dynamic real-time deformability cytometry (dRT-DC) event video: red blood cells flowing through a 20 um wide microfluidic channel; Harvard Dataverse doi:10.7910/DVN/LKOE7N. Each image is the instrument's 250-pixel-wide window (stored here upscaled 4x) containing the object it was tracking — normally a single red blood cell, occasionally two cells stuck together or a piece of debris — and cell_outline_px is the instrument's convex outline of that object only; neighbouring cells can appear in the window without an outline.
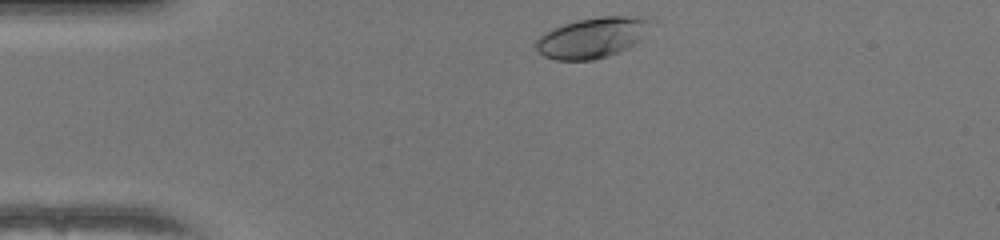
{"species": "human", "species_latin": "Homo sapiens", "temperature_condition": "warm", "stored_images_in_passage": 33, "camera_frame_rate_fps": 3000, "um_per_image_px": 0.085, "donor": {"sex": "female"}, "frame": {"image": 1, "passage_image": 2, "time_ms": 0.333, "image_size_px": [1000, 240], "cell_outline_px": [[656, 20], [628, 48], [620, 52], [608, 56], [592, 60], [556, 60], [544, 56], [536, 48], [536, 40], [544, 32], [552, 28], [576, 20], [600, 16], [636, 16]], "centroid_in_image_um": [50.32, 3.19], "position_along_channel_um": 34.7, "area_um2": 26.93}}
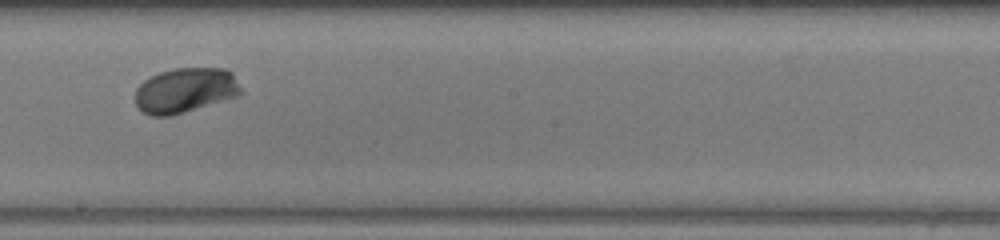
{"frame": {"image": 2, "passage_image": 20, "time_ms": 6.333, "image_size_px": [1000, 240], "cell_outline_px": [[244, 92], [240, 96], [172, 116], [152, 116], [144, 112], [136, 104], [136, 88], [144, 80], [160, 72], [172, 68], [224, 68], [232, 72]], "centroid_in_image_um": [15.8, 7.68], "position_along_channel_um": 232.4, "area_um2": 27.98}}
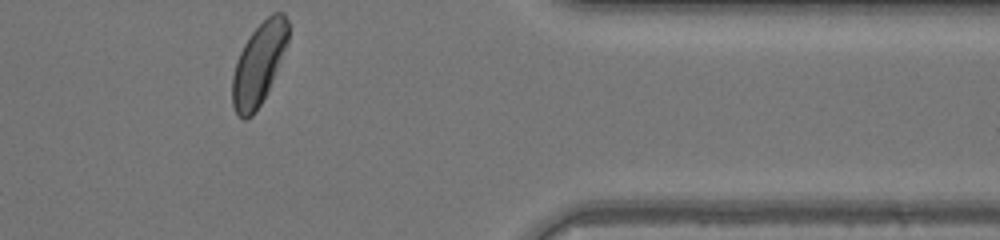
{"frame": {"image": 3, "passage_image": 33, "time_ms": 10.667, "image_size_px": [1000, 240], "cell_outline_px": [[288, 44], [268, 92], [256, 112], [252, 116], [244, 120], [236, 112], [232, 104], [232, 76], [240, 52], [244, 44], [252, 32], [272, 12], [284, 12], [288, 20]], "centroid_in_image_um": [22.02, 5.44], "position_along_channel_um": 389.4, "area_um2": 26.65}, "authors_computed_cell_mechanics": {"area_um2": 26.7036, "velocity_mm_per_s": 4.0886, "shape_relaxation_time_tau1_ms": 1.5677, "shape_relaxation_time_tau2_ms": null, "deformation_change_tau1": 0.1404, "deformation_change_tau2": null}}